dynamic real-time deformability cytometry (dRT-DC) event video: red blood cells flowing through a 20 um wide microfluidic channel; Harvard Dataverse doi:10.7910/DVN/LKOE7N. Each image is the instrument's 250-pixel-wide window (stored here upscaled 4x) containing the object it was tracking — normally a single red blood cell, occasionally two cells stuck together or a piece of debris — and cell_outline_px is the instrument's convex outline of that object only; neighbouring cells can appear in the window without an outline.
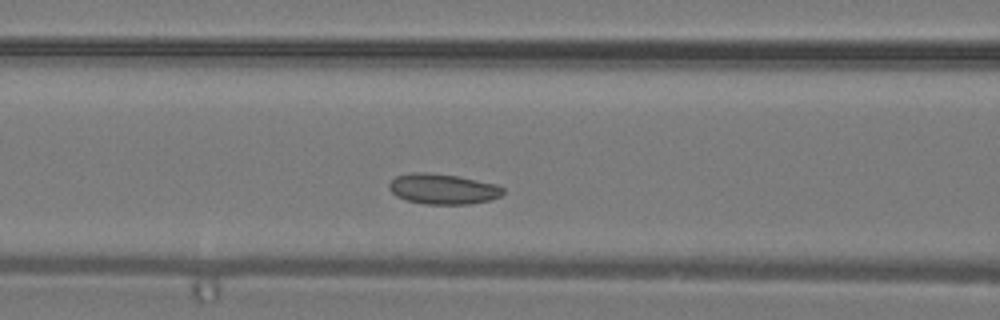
{"species": "common noctule bat (a hibernating species)", "species_latin": "Nyctalus noctula", "temperature_condition": "warm", "stored_images_in_passage": 33, "camera_frame_rate_fps": 3000, "um_per_image_px": 0.085, "animal": {"sex": "male", "body_mass_g": 19.2, "forearm_length_mm": 51.8}, "frame": {"image": 1, "passage_image": 10, "time_ms": 3.0, "image_size_px": [1000, 320], "cell_outline_px": [[504, 192], [500, 196], [492, 200], [468, 204], [424, 204], [408, 200], [396, 196], [388, 188], [388, 184], [396, 176], [412, 172], [428, 172], [456, 176], [496, 184], [504, 188]], "centroid_in_image_um": [37.64, 16.06], "position_along_channel_um": 129.0, "area_um2": 20.17}}
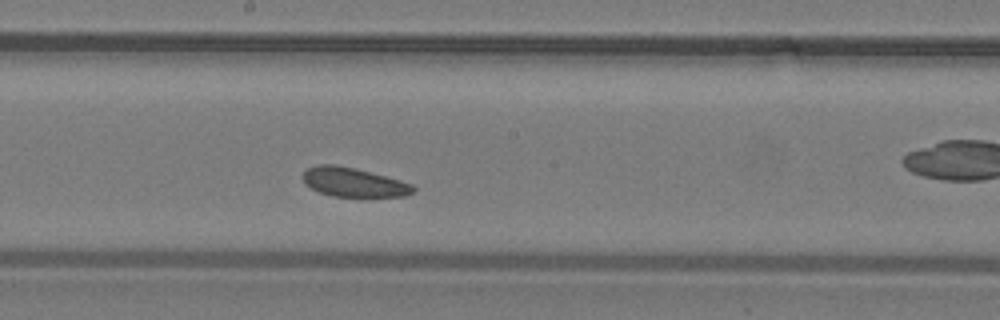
{"frame": {"image": 2, "passage_image": 15, "time_ms": 4.667, "image_size_px": [1000, 320], "cell_outline_px": [[416, 192], [404, 196], [332, 196], [320, 192], [304, 184], [304, 172], [308, 168], [316, 164], [332, 164], [356, 168], [400, 180], [412, 184], [416, 188]], "centroid_in_image_um": [30.07, 15.48], "position_along_channel_um": 218.1, "area_um2": 18.61}}
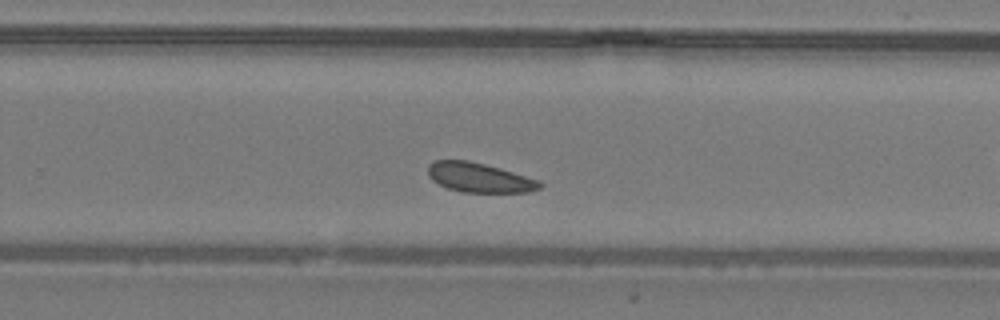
{"frame": {"image": 3, "passage_image": 19, "time_ms": 6.0, "image_size_px": [1000, 320], "cell_outline_px": [[544, 184], [540, 188], [528, 192], [460, 192], [448, 188], [432, 180], [428, 176], [428, 164], [432, 160], [468, 160], [500, 168], [540, 180]], "centroid_in_image_um": [40.73, 15.09], "position_along_channel_um": 289.1, "area_um2": 19.31}}